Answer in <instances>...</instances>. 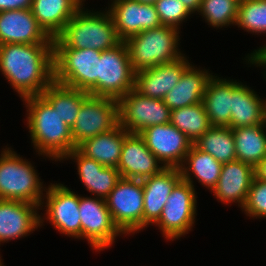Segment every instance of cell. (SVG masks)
Returning a JSON list of instances; mask_svg holds the SVG:
<instances>
[{
	"label": "cell",
	"mask_w": 266,
	"mask_h": 266,
	"mask_svg": "<svg viewBox=\"0 0 266 266\" xmlns=\"http://www.w3.org/2000/svg\"><path fill=\"white\" fill-rule=\"evenodd\" d=\"M0 72L21 99L41 95L54 81L53 43L0 45Z\"/></svg>",
	"instance_id": "6da1fadb"
},
{
	"label": "cell",
	"mask_w": 266,
	"mask_h": 266,
	"mask_svg": "<svg viewBox=\"0 0 266 266\" xmlns=\"http://www.w3.org/2000/svg\"><path fill=\"white\" fill-rule=\"evenodd\" d=\"M27 110V128L36 153L60 161L75 149L71 128L42 95L22 98Z\"/></svg>",
	"instance_id": "7a4b0ae2"
},
{
	"label": "cell",
	"mask_w": 266,
	"mask_h": 266,
	"mask_svg": "<svg viewBox=\"0 0 266 266\" xmlns=\"http://www.w3.org/2000/svg\"><path fill=\"white\" fill-rule=\"evenodd\" d=\"M105 11L91 12L82 5L64 30L53 39V48H91L104 51L118 45L121 40L117 36L112 16L107 7Z\"/></svg>",
	"instance_id": "3957f363"
},
{
	"label": "cell",
	"mask_w": 266,
	"mask_h": 266,
	"mask_svg": "<svg viewBox=\"0 0 266 266\" xmlns=\"http://www.w3.org/2000/svg\"><path fill=\"white\" fill-rule=\"evenodd\" d=\"M180 30L161 25L129 37L126 44L134 72L176 61L184 56L179 51Z\"/></svg>",
	"instance_id": "277c9868"
},
{
	"label": "cell",
	"mask_w": 266,
	"mask_h": 266,
	"mask_svg": "<svg viewBox=\"0 0 266 266\" xmlns=\"http://www.w3.org/2000/svg\"><path fill=\"white\" fill-rule=\"evenodd\" d=\"M0 154V199L29 202L41 207L45 191L32 163L23 159L12 148Z\"/></svg>",
	"instance_id": "5b68a950"
},
{
	"label": "cell",
	"mask_w": 266,
	"mask_h": 266,
	"mask_svg": "<svg viewBox=\"0 0 266 266\" xmlns=\"http://www.w3.org/2000/svg\"><path fill=\"white\" fill-rule=\"evenodd\" d=\"M100 56L91 48H53L54 82L98 96Z\"/></svg>",
	"instance_id": "8992f818"
},
{
	"label": "cell",
	"mask_w": 266,
	"mask_h": 266,
	"mask_svg": "<svg viewBox=\"0 0 266 266\" xmlns=\"http://www.w3.org/2000/svg\"><path fill=\"white\" fill-rule=\"evenodd\" d=\"M197 196L195 187L181 179L173 188L162 210L158 226L165 239L173 241L188 234L195 222Z\"/></svg>",
	"instance_id": "52a82bcc"
},
{
	"label": "cell",
	"mask_w": 266,
	"mask_h": 266,
	"mask_svg": "<svg viewBox=\"0 0 266 266\" xmlns=\"http://www.w3.org/2000/svg\"><path fill=\"white\" fill-rule=\"evenodd\" d=\"M105 202L115 225L124 235L143 230L142 180L121 178Z\"/></svg>",
	"instance_id": "ba28073f"
},
{
	"label": "cell",
	"mask_w": 266,
	"mask_h": 266,
	"mask_svg": "<svg viewBox=\"0 0 266 266\" xmlns=\"http://www.w3.org/2000/svg\"><path fill=\"white\" fill-rule=\"evenodd\" d=\"M135 72L124 41L101 51L98 68V96L119 100L134 88Z\"/></svg>",
	"instance_id": "9c48e42d"
},
{
	"label": "cell",
	"mask_w": 266,
	"mask_h": 266,
	"mask_svg": "<svg viewBox=\"0 0 266 266\" xmlns=\"http://www.w3.org/2000/svg\"><path fill=\"white\" fill-rule=\"evenodd\" d=\"M119 123L118 100L89 94L71 128L75 148L87 139L108 132Z\"/></svg>",
	"instance_id": "30bf717a"
},
{
	"label": "cell",
	"mask_w": 266,
	"mask_h": 266,
	"mask_svg": "<svg viewBox=\"0 0 266 266\" xmlns=\"http://www.w3.org/2000/svg\"><path fill=\"white\" fill-rule=\"evenodd\" d=\"M119 124L129 133L170 123L171 109L162 99L143 96L134 88L118 100Z\"/></svg>",
	"instance_id": "8fae6325"
},
{
	"label": "cell",
	"mask_w": 266,
	"mask_h": 266,
	"mask_svg": "<svg viewBox=\"0 0 266 266\" xmlns=\"http://www.w3.org/2000/svg\"><path fill=\"white\" fill-rule=\"evenodd\" d=\"M81 239L84 238L92 249L103 251L123 235L115 225L105 199L79 195Z\"/></svg>",
	"instance_id": "7c38bea8"
},
{
	"label": "cell",
	"mask_w": 266,
	"mask_h": 266,
	"mask_svg": "<svg viewBox=\"0 0 266 266\" xmlns=\"http://www.w3.org/2000/svg\"><path fill=\"white\" fill-rule=\"evenodd\" d=\"M50 184L44 191L43 200L46 202H42L40 209L46 204V217H40V226L47 219L60 233L81 239L79 195L61 183Z\"/></svg>",
	"instance_id": "4fadbf2b"
},
{
	"label": "cell",
	"mask_w": 266,
	"mask_h": 266,
	"mask_svg": "<svg viewBox=\"0 0 266 266\" xmlns=\"http://www.w3.org/2000/svg\"><path fill=\"white\" fill-rule=\"evenodd\" d=\"M165 168H179L193 142L171 123L150 126L139 133Z\"/></svg>",
	"instance_id": "5bb4252c"
},
{
	"label": "cell",
	"mask_w": 266,
	"mask_h": 266,
	"mask_svg": "<svg viewBox=\"0 0 266 266\" xmlns=\"http://www.w3.org/2000/svg\"><path fill=\"white\" fill-rule=\"evenodd\" d=\"M111 2L108 11L121 41L162 25L154 4L140 3L136 0H111Z\"/></svg>",
	"instance_id": "9a60e30c"
},
{
	"label": "cell",
	"mask_w": 266,
	"mask_h": 266,
	"mask_svg": "<svg viewBox=\"0 0 266 266\" xmlns=\"http://www.w3.org/2000/svg\"><path fill=\"white\" fill-rule=\"evenodd\" d=\"M164 168L139 134L128 133L125 136L117 166L121 178L142 180L159 174Z\"/></svg>",
	"instance_id": "2e32d148"
},
{
	"label": "cell",
	"mask_w": 266,
	"mask_h": 266,
	"mask_svg": "<svg viewBox=\"0 0 266 266\" xmlns=\"http://www.w3.org/2000/svg\"><path fill=\"white\" fill-rule=\"evenodd\" d=\"M53 43L38 24L31 9L0 12V45Z\"/></svg>",
	"instance_id": "e0dca14e"
},
{
	"label": "cell",
	"mask_w": 266,
	"mask_h": 266,
	"mask_svg": "<svg viewBox=\"0 0 266 266\" xmlns=\"http://www.w3.org/2000/svg\"><path fill=\"white\" fill-rule=\"evenodd\" d=\"M38 209L40 206L29 202L0 199V244L26 237L40 228Z\"/></svg>",
	"instance_id": "ac0fdd59"
},
{
	"label": "cell",
	"mask_w": 266,
	"mask_h": 266,
	"mask_svg": "<svg viewBox=\"0 0 266 266\" xmlns=\"http://www.w3.org/2000/svg\"><path fill=\"white\" fill-rule=\"evenodd\" d=\"M188 61L184 55L176 61L136 72L134 89L143 96L163 100L191 65Z\"/></svg>",
	"instance_id": "d6986e66"
},
{
	"label": "cell",
	"mask_w": 266,
	"mask_h": 266,
	"mask_svg": "<svg viewBox=\"0 0 266 266\" xmlns=\"http://www.w3.org/2000/svg\"><path fill=\"white\" fill-rule=\"evenodd\" d=\"M181 179L179 168H164L159 174L142 179L144 229L159 220L167 198Z\"/></svg>",
	"instance_id": "ffe728a7"
},
{
	"label": "cell",
	"mask_w": 266,
	"mask_h": 266,
	"mask_svg": "<svg viewBox=\"0 0 266 266\" xmlns=\"http://www.w3.org/2000/svg\"><path fill=\"white\" fill-rule=\"evenodd\" d=\"M255 178L254 167L242 161L223 163L214 196L223 204L238 203L243 208L252 181Z\"/></svg>",
	"instance_id": "44dd1931"
},
{
	"label": "cell",
	"mask_w": 266,
	"mask_h": 266,
	"mask_svg": "<svg viewBox=\"0 0 266 266\" xmlns=\"http://www.w3.org/2000/svg\"><path fill=\"white\" fill-rule=\"evenodd\" d=\"M75 160L80 181L93 197L105 199L121 179L117 168L106 167L83 155L77 148L69 152L63 159Z\"/></svg>",
	"instance_id": "7402d4cb"
},
{
	"label": "cell",
	"mask_w": 266,
	"mask_h": 266,
	"mask_svg": "<svg viewBox=\"0 0 266 266\" xmlns=\"http://www.w3.org/2000/svg\"><path fill=\"white\" fill-rule=\"evenodd\" d=\"M250 88L232 79L231 129L264 124L266 99Z\"/></svg>",
	"instance_id": "603a6c76"
},
{
	"label": "cell",
	"mask_w": 266,
	"mask_h": 266,
	"mask_svg": "<svg viewBox=\"0 0 266 266\" xmlns=\"http://www.w3.org/2000/svg\"><path fill=\"white\" fill-rule=\"evenodd\" d=\"M190 65L182 74L178 83L163 98L172 110L202 102L208 81L213 76L204 68Z\"/></svg>",
	"instance_id": "cb8c5ba5"
},
{
	"label": "cell",
	"mask_w": 266,
	"mask_h": 266,
	"mask_svg": "<svg viewBox=\"0 0 266 266\" xmlns=\"http://www.w3.org/2000/svg\"><path fill=\"white\" fill-rule=\"evenodd\" d=\"M129 132L119 123L110 131L82 142L77 149L86 157L106 167L117 168L124 138Z\"/></svg>",
	"instance_id": "d4e9b609"
},
{
	"label": "cell",
	"mask_w": 266,
	"mask_h": 266,
	"mask_svg": "<svg viewBox=\"0 0 266 266\" xmlns=\"http://www.w3.org/2000/svg\"><path fill=\"white\" fill-rule=\"evenodd\" d=\"M82 5L79 0H33L31 11L38 24L54 39Z\"/></svg>",
	"instance_id": "484cf974"
},
{
	"label": "cell",
	"mask_w": 266,
	"mask_h": 266,
	"mask_svg": "<svg viewBox=\"0 0 266 266\" xmlns=\"http://www.w3.org/2000/svg\"><path fill=\"white\" fill-rule=\"evenodd\" d=\"M211 126L229 127L232 108V80L213 75L202 99Z\"/></svg>",
	"instance_id": "4316f807"
},
{
	"label": "cell",
	"mask_w": 266,
	"mask_h": 266,
	"mask_svg": "<svg viewBox=\"0 0 266 266\" xmlns=\"http://www.w3.org/2000/svg\"><path fill=\"white\" fill-rule=\"evenodd\" d=\"M221 168V162H218L212 155L201 151L193 144L179 170L182 179L189 182L193 187H195L193 184V177H195L198 183H201L212 192L218 183Z\"/></svg>",
	"instance_id": "83f0119b"
},
{
	"label": "cell",
	"mask_w": 266,
	"mask_h": 266,
	"mask_svg": "<svg viewBox=\"0 0 266 266\" xmlns=\"http://www.w3.org/2000/svg\"><path fill=\"white\" fill-rule=\"evenodd\" d=\"M238 161L255 167L266 156V127L259 124L232 129Z\"/></svg>",
	"instance_id": "f1b7e54d"
},
{
	"label": "cell",
	"mask_w": 266,
	"mask_h": 266,
	"mask_svg": "<svg viewBox=\"0 0 266 266\" xmlns=\"http://www.w3.org/2000/svg\"><path fill=\"white\" fill-rule=\"evenodd\" d=\"M41 95L57 111L60 118L72 128L81 105L89 93L53 81Z\"/></svg>",
	"instance_id": "f546056e"
},
{
	"label": "cell",
	"mask_w": 266,
	"mask_h": 266,
	"mask_svg": "<svg viewBox=\"0 0 266 266\" xmlns=\"http://www.w3.org/2000/svg\"><path fill=\"white\" fill-rule=\"evenodd\" d=\"M193 144L222 164L237 160L234 136L230 127L211 126Z\"/></svg>",
	"instance_id": "4dcf8cb0"
},
{
	"label": "cell",
	"mask_w": 266,
	"mask_h": 266,
	"mask_svg": "<svg viewBox=\"0 0 266 266\" xmlns=\"http://www.w3.org/2000/svg\"><path fill=\"white\" fill-rule=\"evenodd\" d=\"M170 123L193 143L211 127L202 102L172 110Z\"/></svg>",
	"instance_id": "1f68e13d"
},
{
	"label": "cell",
	"mask_w": 266,
	"mask_h": 266,
	"mask_svg": "<svg viewBox=\"0 0 266 266\" xmlns=\"http://www.w3.org/2000/svg\"><path fill=\"white\" fill-rule=\"evenodd\" d=\"M240 0H202L198 14L215 29L236 25Z\"/></svg>",
	"instance_id": "d6a6232c"
},
{
	"label": "cell",
	"mask_w": 266,
	"mask_h": 266,
	"mask_svg": "<svg viewBox=\"0 0 266 266\" xmlns=\"http://www.w3.org/2000/svg\"><path fill=\"white\" fill-rule=\"evenodd\" d=\"M236 25L251 34H266V0H240Z\"/></svg>",
	"instance_id": "836d02e7"
},
{
	"label": "cell",
	"mask_w": 266,
	"mask_h": 266,
	"mask_svg": "<svg viewBox=\"0 0 266 266\" xmlns=\"http://www.w3.org/2000/svg\"><path fill=\"white\" fill-rule=\"evenodd\" d=\"M161 24L180 29L181 23L191 16L181 0H157L154 3Z\"/></svg>",
	"instance_id": "e575fe53"
},
{
	"label": "cell",
	"mask_w": 266,
	"mask_h": 266,
	"mask_svg": "<svg viewBox=\"0 0 266 266\" xmlns=\"http://www.w3.org/2000/svg\"><path fill=\"white\" fill-rule=\"evenodd\" d=\"M242 211L251 218H266V182L253 179Z\"/></svg>",
	"instance_id": "d590c367"
},
{
	"label": "cell",
	"mask_w": 266,
	"mask_h": 266,
	"mask_svg": "<svg viewBox=\"0 0 266 266\" xmlns=\"http://www.w3.org/2000/svg\"><path fill=\"white\" fill-rule=\"evenodd\" d=\"M248 64L256 65L257 67L263 66L266 69V45L254 50L251 54L246 56ZM266 76V71L264 73ZM266 78V77H265Z\"/></svg>",
	"instance_id": "8d00e7d4"
},
{
	"label": "cell",
	"mask_w": 266,
	"mask_h": 266,
	"mask_svg": "<svg viewBox=\"0 0 266 266\" xmlns=\"http://www.w3.org/2000/svg\"><path fill=\"white\" fill-rule=\"evenodd\" d=\"M33 0H0V12L7 10L31 9Z\"/></svg>",
	"instance_id": "74e56055"
},
{
	"label": "cell",
	"mask_w": 266,
	"mask_h": 266,
	"mask_svg": "<svg viewBox=\"0 0 266 266\" xmlns=\"http://www.w3.org/2000/svg\"><path fill=\"white\" fill-rule=\"evenodd\" d=\"M255 178L266 182V156L254 167Z\"/></svg>",
	"instance_id": "f35d334b"
},
{
	"label": "cell",
	"mask_w": 266,
	"mask_h": 266,
	"mask_svg": "<svg viewBox=\"0 0 266 266\" xmlns=\"http://www.w3.org/2000/svg\"><path fill=\"white\" fill-rule=\"evenodd\" d=\"M201 1L202 0H181L191 14L197 13L199 11Z\"/></svg>",
	"instance_id": "ab89813d"
},
{
	"label": "cell",
	"mask_w": 266,
	"mask_h": 266,
	"mask_svg": "<svg viewBox=\"0 0 266 266\" xmlns=\"http://www.w3.org/2000/svg\"><path fill=\"white\" fill-rule=\"evenodd\" d=\"M140 3L154 4L157 0H136Z\"/></svg>",
	"instance_id": "60d3db41"
},
{
	"label": "cell",
	"mask_w": 266,
	"mask_h": 266,
	"mask_svg": "<svg viewBox=\"0 0 266 266\" xmlns=\"http://www.w3.org/2000/svg\"><path fill=\"white\" fill-rule=\"evenodd\" d=\"M265 127H266V109H265V119H264Z\"/></svg>",
	"instance_id": "b9f144b4"
},
{
	"label": "cell",
	"mask_w": 266,
	"mask_h": 266,
	"mask_svg": "<svg viewBox=\"0 0 266 266\" xmlns=\"http://www.w3.org/2000/svg\"><path fill=\"white\" fill-rule=\"evenodd\" d=\"M0 266H5V265H3L1 257H0Z\"/></svg>",
	"instance_id": "7bdbcfd3"
},
{
	"label": "cell",
	"mask_w": 266,
	"mask_h": 266,
	"mask_svg": "<svg viewBox=\"0 0 266 266\" xmlns=\"http://www.w3.org/2000/svg\"><path fill=\"white\" fill-rule=\"evenodd\" d=\"M79 1H80V2H81L83 5H84V3H83V2H84V1H86V0H79Z\"/></svg>",
	"instance_id": "ee69618b"
}]
</instances>
